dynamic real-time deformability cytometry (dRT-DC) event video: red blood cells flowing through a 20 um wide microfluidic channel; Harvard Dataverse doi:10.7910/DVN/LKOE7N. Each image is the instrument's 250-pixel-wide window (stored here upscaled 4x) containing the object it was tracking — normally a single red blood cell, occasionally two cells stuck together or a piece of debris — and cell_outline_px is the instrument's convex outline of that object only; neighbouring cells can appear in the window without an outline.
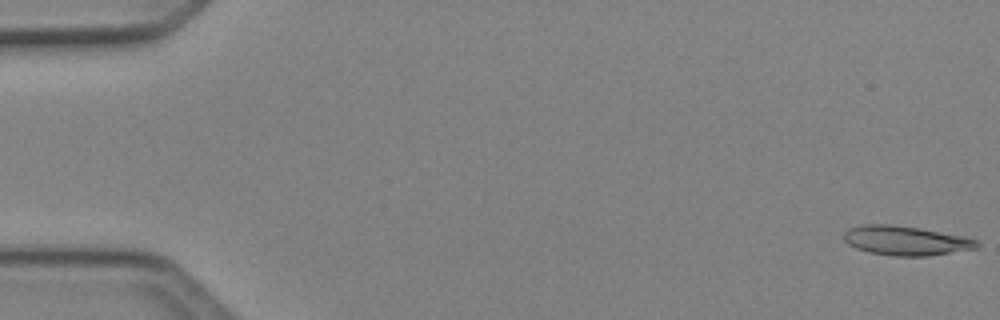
{"species": "Egyptian fruit bat (a non-hibernating species)", "species_latin": "Rousettus aegyptiacus", "temperature_condition": "cold", "stored_images_in_passage": 5, "camera_frame_rate_fps": 3000, "um_per_image_px": 0.085, "animal": {"sex": "female"}, "frame": {"image": 1, "passage_image": 1, "time_ms": 0.0, "image_size_px": [1000, 320], "cell_outline_px": [[980, 248], [928, 256], [892, 256], [868, 252], [856, 248], [848, 244], [844, 240], [844, 232], [848, 228], [864, 224], [892, 224], [920, 228], [964, 236], [980, 240]], "centroid_in_image_um": [77.03, 20.45], "position_along_channel_um": 8.0, "area_um2": 23.12}}
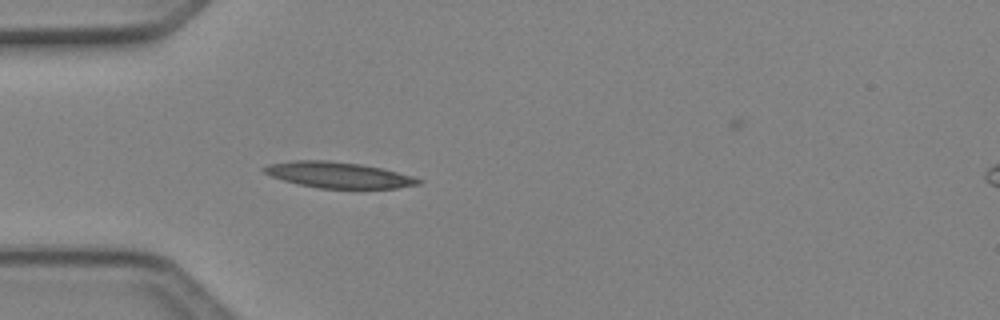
{"frame": {"image": 2, "passage_image": 4, "time_ms": 1.0, "image_size_px": [1000, 320], "cell_outline_px": [[424, 180], [420, 184], [396, 188], [320, 188], [300, 184], [284, 180], [272, 176], [264, 172], [260, 168], [268, 164], [292, 160], [328, 160], [360, 164], [384, 168], [412, 176]], "centroid_in_image_um": [28.78, 14.86], "position_along_channel_um": 56.2, "area_um2": 23.29}}